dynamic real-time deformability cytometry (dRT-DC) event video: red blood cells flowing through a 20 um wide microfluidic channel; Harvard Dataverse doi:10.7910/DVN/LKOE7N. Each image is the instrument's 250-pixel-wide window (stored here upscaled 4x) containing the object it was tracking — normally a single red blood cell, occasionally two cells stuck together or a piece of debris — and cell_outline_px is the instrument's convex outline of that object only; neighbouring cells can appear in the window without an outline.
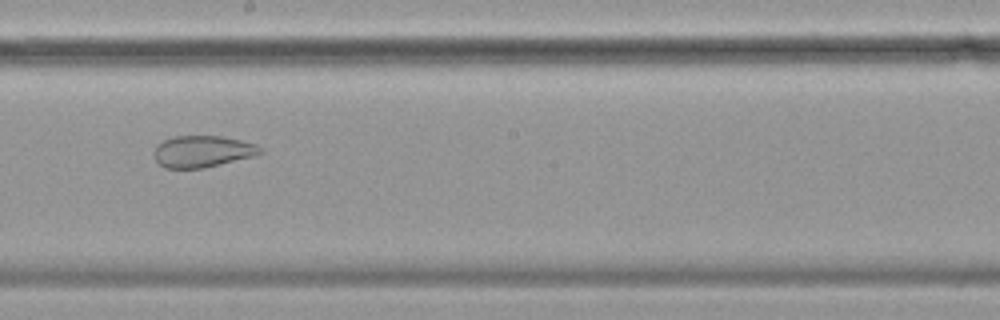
{"species": "common noctule bat (a hibernating species)", "species_latin": "Nyctalus noctula", "temperature_condition": "cold", "stored_images_in_passage": 36, "camera_frame_rate_fps": 3000, "um_per_image_px": 0.085, "animal": {"sex": "female", "body_mass_g": 19.9}, "frame": {"image": 1, "passage_image": 16, "time_ms": 5.0, "image_size_px": [1000, 320], "cell_outline_px": [[264, 152], [256, 156], [204, 168], [164, 168], [156, 160], [152, 152], [156, 144], [172, 136], [220, 136], [240, 140], [256, 144], [264, 148]], "centroid_in_image_um": [17.22, 12.87], "position_along_channel_um": 231.0, "area_um2": 19.88}}
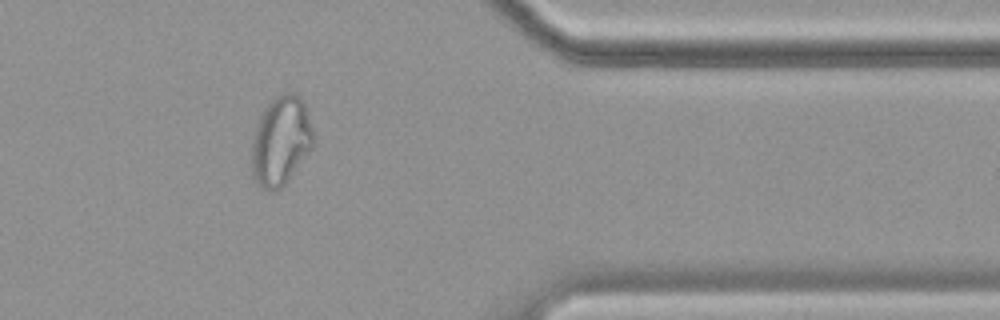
{"frame": {"image": 2, "passage_image": 31, "time_ms": 10.0, "image_size_px": [1000, 320], "cell_outline_px": [[312, 144], [288, 180], [280, 188], [272, 192], [256, 184], [252, 176], [252, 144], [256, 124], [264, 108], [276, 96], [284, 92], [296, 92], [304, 100], [308, 112], [312, 128]], "centroid_in_image_um": [23.84, 11.94], "position_along_channel_um": 387.6, "area_um2": 31.73}, "authors_computed_cell_mechanics": {"area_um2": 23.6402, "velocity_mm_per_s": 3.4812, "shape_relaxation_time_tau1_ms": null, "shape_relaxation_time_tau2_ms": 1.4476, "deformation_change_tau1": null, "deformation_change_tau2": 0.0733}}